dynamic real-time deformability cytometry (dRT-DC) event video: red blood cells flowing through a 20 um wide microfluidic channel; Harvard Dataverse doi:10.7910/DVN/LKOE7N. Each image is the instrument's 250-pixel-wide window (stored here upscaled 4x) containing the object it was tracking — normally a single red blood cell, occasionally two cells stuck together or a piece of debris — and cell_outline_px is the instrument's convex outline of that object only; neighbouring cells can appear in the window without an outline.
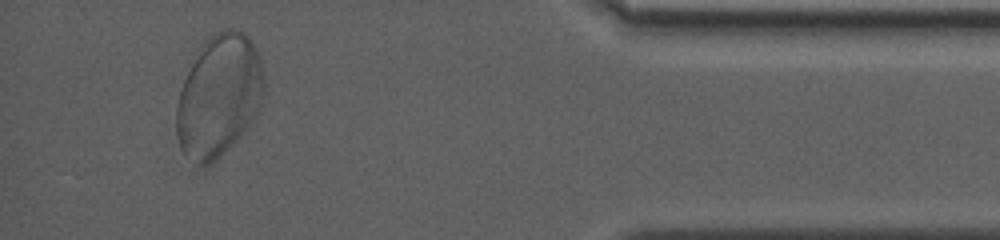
{"species": "human", "species_latin": "Homo sapiens", "temperature_condition": "warm", "stored_images_in_passage": 120, "segment_of_instrument_passage": [2, 2], "camera_frame_rate_fps": 3000, "um_per_image_px": 0.085, "donor": {"sex": "female"}, "frame": {"image": 1, "passage_image": 120, "time_ms": 39.667, "image_size_px": [1000, 240], "cell_outline_px": [[264, 92], [256, 116], [248, 128], [220, 156], [208, 164], [200, 164], [184, 152], [180, 148], [176, 132], [176, 104], [184, 80], [204, 40], [212, 32], [224, 28], [236, 28], [244, 32], [252, 40], [260, 56], [264, 72]], "centroid_in_image_um": [18.64, 8.07], "position_along_channel_um": 416.6, "area_um2": 62.25}}